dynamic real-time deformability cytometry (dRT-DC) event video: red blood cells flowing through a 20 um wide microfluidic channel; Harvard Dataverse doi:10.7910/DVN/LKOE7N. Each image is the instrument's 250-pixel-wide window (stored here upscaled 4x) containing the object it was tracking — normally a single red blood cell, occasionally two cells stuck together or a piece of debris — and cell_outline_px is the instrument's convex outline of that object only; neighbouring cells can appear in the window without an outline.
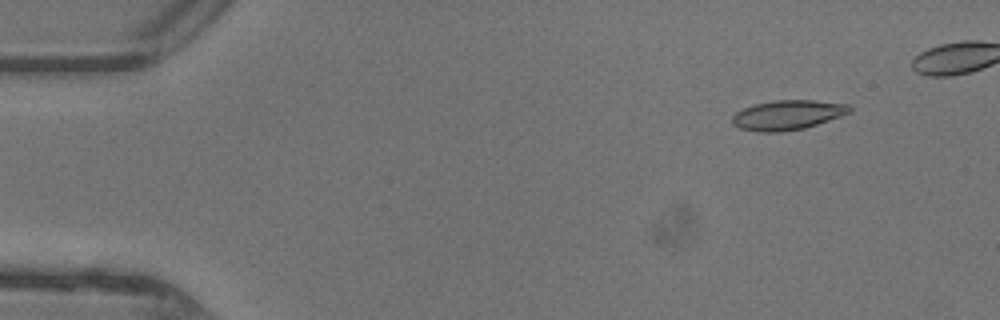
{"species": "common noctule bat (a hibernating species)", "species_latin": "Nyctalus noctula", "temperature_condition": "warm", "stored_images_in_passage": 5, "camera_frame_rate_fps": 3000, "um_per_image_px": 0.085, "animal": {"sex": "female"}, "frame": {"image": 1, "passage_image": 1, "time_ms": 0.0, "image_size_px": [1000, 320], "cell_outline_px": [[852, 112], [804, 128], [780, 132], [756, 132], [740, 128], [732, 124], [732, 116], [736, 112], [744, 108], [756, 104], [776, 100], [812, 100], [848, 104], [852, 108]], "centroid_in_image_um": [66.93, 9.78], "position_along_channel_um": 18.1, "area_um2": 20.17}}